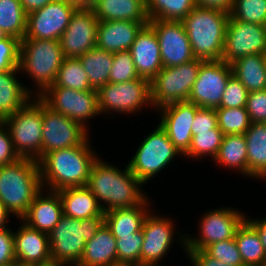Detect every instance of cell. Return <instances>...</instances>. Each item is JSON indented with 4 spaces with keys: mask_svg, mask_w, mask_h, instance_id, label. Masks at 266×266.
<instances>
[{
    "mask_svg": "<svg viewBox=\"0 0 266 266\" xmlns=\"http://www.w3.org/2000/svg\"><path fill=\"white\" fill-rule=\"evenodd\" d=\"M125 168L122 171L100 158L91 168L86 187L101 203L104 212L131 208L149 198L140 190L144 184L133 175L127 165Z\"/></svg>",
    "mask_w": 266,
    "mask_h": 266,
    "instance_id": "cell-1",
    "label": "cell"
},
{
    "mask_svg": "<svg viewBox=\"0 0 266 266\" xmlns=\"http://www.w3.org/2000/svg\"><path fill=\"white\" fill-rule=\"evenodd\" d=\"M88 139L79 146L53 150L38 161L43 188L59 191L87 185L91 168L98 159Z\"/></svg>",
    "mask_w": 266,
    "mask_h": 266,
    "instance_id": "cell-2",
    "label": "cell"
},
{
    "mask_svg": "<svg viewBox=\"0 0 266 266\" xmlns=\"http://www.w3.org/2000/svg\"><path fill=\"white\" fill-rule=\"evenodd\" d=\"M36 160L19 158L0 166V201L7 210L21 219L36 196L43 190Z\"/></svg>",
    "mask_w": 266,
    "mask_h": 266,
    "instance_id": "cell-3",
    "label": "cell"
},
{
    "mask_svg": "<svg viewBox=\"0 0 266 266\" xmlns=\"http://www.w3.org/2000/svg\"><path fill=\"white\" fill-rule=\"evenodd\" d=\"M229 13L196 6L181 22L193 55L203 61L222 60Z\"/></svg>",
    "mask_w": 266,
    "mask_h": 266,
    "instance_id": "cell-4",
    "label": "cell"
},
{
    "mask_svg": "<svg viewBox=\"0 0 266 266\" xmlns=\"http://www.w3.org/2000/svg\"><path fill=\"white\" fill-rule=\"evenodd\" d=\"M105 224V216L75 219L62 215L48 234L51 259L56 266H76L84 252L85 244Z\"/></svg>",
    "mask_w": 266,
    "mask_h": 266,
    "instance_id": "cell-5",
    "label": "cell"
},
{
    "mask_svg": "<svg viewBox=\"0 0 266 266\" xmlns=\"http://www.w3.org/2000/svg\"><path fill=\"white\" fill-rule=\"evenodd\" d=\"M64 58L59 40H21L19 69L35 81L39 88L36 97L55 83Z\"/></svg>",
    "mask_w": 266,
    "mask_h": 266,
    "instance_id": "cell-6",
    "label": "cell"
},
{
    "mask_svg": "<svg viewBox=\"0 0 266 266\" xmlns=\"http://www.w3.org/2000/svg\"><path fill=\"white\" fill-rule=\"evenodd\" d=\"M33 98L2 122L10 132L19 157L38 162L42 158V100L35 95Z\"/></svg>",
    "mask_w": 266,
    "mask_h": 266,
    "instance_id": "cell-7",
    "label": "cell"
},
{
    "mask_svg": "<svg viewBox=\"0 0 266 266\" xmlns=\"http://www.w3.org/2000/svg\"><path fill=\"white\" fill-rule=\"evenodd\" d=\"M203 60L193 59L174 67H163L150 81L152 107L157 109L188 101Z\"/></svg>",
    "mask_w": 266,
    "mask_h": 266,
    "instance_id": "cell-8",
    "label": "cell"
},
{
    "mask_svg": "<svg viewBox=\"0 0 266 266\" xmlns=\"http://www.w3.org/2000/svg\"><path fill=\"white\" fill-rule=\"evenodd\" d=\"M177 155L183 156L170 141L166 131L158 125L144 138L127 166L133 175L145 184L167 167Z\"/></svg>",
    "mask_w": 266,
    "mask_h": 266,
    "instance_id": "cell-9",
    "label": "cell"
},
{
    "mask_svg": "<svg viewBox=\"0 0 266 266\" xmlns=\"http://www.w3.org/2000/svg\"><path fill=\"white\" fill-rule=\"evenodd\" d=\"M97 93L100 114H111V111L131 114L142 110L144 105L152 107L150 81L145 78L121 83L108 82Z\"/></svg>",
    "mask_w": 266,
    "mask_h": 266,
    "instance_id": "cell-10",
    "label": "cell"
},
{
    "mask_svg": "<svg viewBox=\"0 0 266 266\" xmlns=\"http://www.w3.org/2000/svg\"><path fill=\"white\" fill-rule=\"evenodd\" d=\"M48 107L87 129L89 119L100 115L97 90L78 91L65 87H48L38 96Z\"/></svg>",
    "mask_w": 266,
    "mask_h": 266,
    "instance_id": "cell-11",
    "label": "cell"
},
{
    "mask_svg": "<svg viewBox=\"0 0 266 266\" xmlns=\"http://www.w3.org/2000/svg\"><path fill=\"white\" fill-rule=\"evenodd\" d=\"M247 217L236 209L218 208L203 214L199 224L200 231L198 238L181 235L180 241L185 249L204 250L208 245L235 238L237 229Z\"/></svg>",
    "mask_w": 266,
    "mask_h": 266,
    "instance_id": "cell-12",
    "label": "cell"
},
{
    "mask_svg": "<svg viewBox=\"0 0 266 266\" xmlns=\"http://www.w3.org/2000/svg\"><path fill=\"white\" fill-rule=\"evenodd\" d=\"M77 9L69 0H53L27 14L25 38L60 40Z\"/></svg>",
    "mask_w": 266,
    "mask_h": 266,
    "instance_id": "cell-13",
    "label": "cell"
},
{
    "mask_svg": "<svg viewBox=\"0 0 266 266\" xmlns=\"http://www.w3.org/2000/svg\"><path fill=\"white\" fill-rule=\"evenodd\" d=\"M42 121V157L53 150L79 146L89 137V129L52 110L43 101Z\"/></svg>",
    "mask_w": 266,
    "mask_h": 266,
    "instance_id": "cell-14",
    "label": "cell"
},
{
    "mask_svg": "<svg viewBox=\"0 0 266 266\" xmlns=\"http://www.w3.org/2000/svg\"><path fill=\"white\" fill-rule=\"evenodd\" d=\"M251 54L266 55V28L229 16L224 39L222 60L231 64Z\"/></svg>",
    "mask_w": 266,
    "mask_h": 266,
    "instance_id": "cell-15",
    "label": "cell"
},
{
    "mask_svg": "<svg viewBox=\"0 0 266 266\" xmlns=\"http://www.w3.org/2000/svg\"><path fill=\"white\" fill-rule=\"evenodd\" d=\"M233 75L231 64L223 60L203 61L188 101L202 108H217L229 78Z\"/></svg>",
    "mask_w": 266,
    "mask_h": 266,
    "instance_id": "cell-16",
    "label": "cell"
},
{
    "mask_svg": "<svg viewBox=\"0 0 266 266\" xmlns=\"http://www.w3.org/2000/svg\"><path fill=\"white\" fill-rule=\"evenodd\" d=\"M159 45L163 67H174L195 59L181 21L149 20Z\"/></svg>",
    "mask_w": 266,
    "mask_h": 266,
    "instance_id": "cell-17",
    "label": "cell"
},
{
    "mask_svg": "<svg viewBox=\"0 0 266 266\" xmlns=\"http://www.w3.org/2000/svg\"><path fill=\"white\" fill-rule=\"evenodd\" d=\"M98 23L90 8H78L59 40L64 57L78 58L96 47Z\"/></svg>",
    "mask_w": 266,
    "mask_h": 266,
    "instance_id": "cell-18",
    "label": "cell"
},
{
    "mask_svg": "<svg viewBox=\"0 0 266 266\" xmlns=\"http://www.w3.org/2000/svg\"><path fill=\"white\" fill-rule=\"evenodd\" d=\"M174 225L173 220L164 215L157 216L152 211L148 213L142 226L144 240L140 251V266L159 265L173 241Z\"/></svg>",
    "mask_w": 266,
    "mask_h": 266,
    "instance_id": "cell-19",
    "label": "cell"
},
{
    "mask_svg": "<svg viewBox=\"0 0 266 266\" xmlns=\"http://www.w3.org/2000/svg\"><path fill=\"white\" fill-rule=\"evenodd\" d=\"M199 108L193 102L179 101L156 110L158 113L161 111L159 125L182 155L189 150L193 136L192 122Z\"/></svg>",
    "mask_w": 266,
    "mask_h": 266,
    "instance_id": "cell-20",
    "label": "cell"
},
{
    "mask_svg": "<svg viewBox=\"0 0 266 266\" xmlns=\"http://www.w3.org/2000/svg\"><path fill=\"white\" fill-rule=\"evenodd\" d=\"M129 52L137 74L141 78L151 81L163 68L159 41L149 24L143 26L138 32Z\"/></svg>",
    "mask_w": 266,
    "mask_h": 266,
    "instance_id": "cell-21",
    "label": "cell"
},
{
    "mask_svg": "<svg viewBox=\"0 0 266 266\" xmlns=\"http://www.w3.org/2000/svg\"><path fill=\"white\" fill-rule=\"evenodd\" d=\"M22 222L14 232V253L21 264L53 263L48 234Z\"/></svg>",
    "mask_w": 266,
    "mask_h": 266,
    "instance_id": "cell-22",
    "label": "cell"
},
{
    "mask_svg": "<svg viewBox=\"0 0 266 266\" xmlns=\"http://www.w3.org/2000/svg\"><path fill=\"white\" fill-rule=\"evenodd\" d=\"M145 25L128 20L99 21L96 46L112 53L127 51Z\"/></svg>",
    "mask_w": 266,
    "mask_h": 266,
    "instance_id": "cell-23",
    "label": "cell"
},
{
    "mask_svg": "<svg viewBox=\"0 0 266 266\" xmlns=\"http://www.w3.org/2000/svg\"><path fill=\"white\" fill-rule=\"evenodd\" d=\"M49 191V192H48ZM41 191L32 201L27 213L21 218L29 227L49 234L63 215L62 204L57 191Z\"/></svg>",
    "mask_w": 266,
    "mask_h": 266,
    "instance_id": "cell-24",
    "label": "cell"
},
{
    "mask_svg": "<svg viewBox=\"0 0 266 266\" xmlns=\"http://www.w3.org/2000/svg\"><path fill=\"white\" fill-rule=\"evenodd\" d=\"M90 9L98 21L128 20L149 24L145 0H95Z\"/></svg>",
    "mask_w": 266,
    "mask_h": 266,
    "instance_id": "cell-25",
    "label": "cell"
},
{
    "mask_svg": "<svg viewBox=\"0 0 266 266\" xmlns=\"http://www.w3.org/2000/svg\"><path fill=\"white\" fill-rule=\"evenodd\" d=\"M118 264L116 238L104 224L85 244L76 266H113Z\"/></svg>",
    "mask_w": 266,
    "mask_h": 266,
    "instance_id": "cell-26",
    "label": "cell"
},
{
    "mask_svg": "<svg viewBox=\"0 0 266 266\" xmlns=\"http://www.w3.org/2000/svg\"><path fill=\"white\" fill-rule=\"evenodd\" d=\"M57 192L66 216L84 219L105 214L98 199L86 186L65 188Z\"/></svg>",
    "mask_w": 266,
    "mask_h": 266,
    "instance_id": "cell-27",
    "label": "cell"
},
{
    "mask_svg": "<svg viewBox=\"0 0 266 266\" xmlns=\"http://www.w3.org/2000/svg\"><path fill=\"white\" fill-rule=\"evenodd\" d=\"M18 71L19 67L0 72V122L21 109L34 95L16 79Z\"/></svg>",
    "mask_w": 266,
    "mask_h": 266,
    "instance_id": "cell-28",
    "label": "cell"
},
{
    "mask_svg": "<svg viewBox=\"0 0 266 266\" xmlns=\"http://www.w3.org/2000/svg\"><path fill=\"white\" fill-rule=\"evenodd\" d=\"M149 199L142 204L123 209H114L105 212V224L117 239L119 236L132 235L141 231L143 222L150 212Z\"/></svg>",
    "mask_w": 266,
    "mask_h": 266,
    "instance_id": "cell-29",
    "label": "cell"
},
{
    "mask_svg": "<svg viewBox=\"0 0 266 266\" xmlns=\"http://www.w3.org/2000/svg\"><path fill=\"white\" fill-rule=\"evenodd\" d=\"M244 136L247 146V175L266 179V123H251Z\"/></svg>",
    "mask_w": 266,
    "mask_h": 266,
    "instance_id": "cell-30",
    "label": "cell"
},
{
    "mask_svg": "<svg viewBox=\"0 0 266 266\" xmlns=\"http://www.w3.org/2000/svg\"><path fill=\"white\" fill-rule=\"evenodd\" d=\"M232 73L248 92L266 89V55L251 54L231 63Z\"/></svg>",
    "mask_w": 266,
    "mask_h": 266,
    "instance_id": "cell-31",
    "label": "cell"
},
{
    "mask_svg": "<svg viewBox=\"0 0 266 266\" xmlns=\"http://www.w3.org/2000/svg\"><path fill=\"white\" fill-rule=\"evenodd\" d=\"M78 58L87 73L92 89L98 90L109 82L114 53L105 51L96 46Z\"/></svg>",
    "mask_w": 266,
    "mask_h": 266,
    "instance_id": "cell-32",
    "label": "cell"
},
{
    "mask_svg": "<svg viewBox=\"0 0 266 266\" xmlns=\"http://www.w3.org/2000/svg\"><path fill=\"white\" fill-rule=\"evenodd\" d=\"M235 241L244 266L266 265V252L258 232L247 220L237 229Z\"/></svg>",
    "mask_w": 266,
    "mask_h": 266,
    "instance_id": "cell-33",
    "label": "cell"
},
{
    "mask_svg": "<svg viewBox=\"0 0 266 266\" xmlns=\"http://www.w3.org/2000/svg\"><path fill=\"white\" fill-rule=\"evenodd\" d=\"M215 163L247 176V146L244 134L224 135Z\"/></svg>",
    "mask_w": 266,
    "mask_h": 266,
    "instance_id": "cell-34",
    "label": "cell"
},
{
    "mask_svg": "<svg viewBox=\"0 0 266 266\" xmlns=\"http://www.w3.org/2000/svg\"><path fill=\"white\" fill-rule=\"evenodd\" d=\"M27 14L20 0H0V35L20 41L26 34Z\"/></svg>",
    "mask_w": 266,
    "mask_h": 266,
    "instance_id": "cell-35",
    "label": "cell"
},
{
    "mask_svg": "<svg viewBox=\"0 0 266 266\" xmlns=\"http://www.w3.org/2000/svg\"><path fill=\"white\" fill-rule=\"evenodd\" d=\"M149 20L182 21L195 7V0H145Z\"/></svg>",
    "mask_w": 266,
    "mask_h": 266,
    "instance_id": "cell-36",
    "label": "cell"
},
{
    "mask_svg": "<svg viewBox=\"0 0 266 266\" xmlns=\"http://www.w3.org/2000/svg\"><path fill=\"white\" fill-rule=\"evenodd\" d=\"M50 87H65L78 91L92 90L80 59L71 57L63 59L55 83Z\"/></svg>",
    "mask_w": 266,
    "mask_h": 266,
    "instance_id": "cell-37",
    "label": "cell"
},
{
    "mask_svg": "<svg viewBox=\"0 0 266 266\" xmlns=\"http://www.w3.org/2000/svg\"><path fill=\"white\" fill-rule=\"evenodd\" d=\"M218 127L224 135L244 134L250 127L251 121L246 107L215 108Z\"/></svg>",
    "mask_w": 266,
    "mask_h": 266,
    "instance_id": "cell-38",
    "label": "cell"
},
{
    "mask_svg": "<svg viewBox=\"0 0 266 266\" xmlns=\"http://www.w3.org/2000/svg\"><path fill=\"white\" fill-rule=\"evenodd\" d=\"M223 137L224 134L219 127L210 129V131L198 132V135L192 136L189 150L183 156L202 158L208 155L214 159L219 151Z\"/></svg>",
    "mask_w": 266,
    "mask_h": 266,
    "instance_id": "cell-39",
    "label": "cell"
},
{
    "mask_svg": "<svg viewBox=\"0 0 266 266\" xmlns=\"http://www.w3.org/2000/svg\"><path fill=\"white\" fill-rule=\"evenodd\" d=\"M229 16L238 21L265 26L266 0H234Z\"/></svg>",
    "mask_w": 266,
    "mask_h": 266,
    "instance_id": "cell-40",
    "label": "cell"
},
{
    "mask_svg": "<svg viewBox=\"0 0 266 266\" xmlns=\"http://www.w3.org/2000/svg\"><path fill=\"white\" fill-rule=\"evenodd\" d=\"M144 240L143 231L116 239L118 264L140 265V251Z\"/></svg>",
    "mask_w": 266,
    "mask_h": 266,
    "instance_id": "cell-41",
    "label": "cell"
},
{
    "mask_svg": "<svg viewBox=\"0 0 266 266\" xmlns=\"http://www.w3.org/2000/svg\"><path fill=\"white\" fill-rule=\"evenodd\" d=\"M129 50L114 53L113 66L109 74L110 83L128 82L139 79Z\"/></svg>",
    "mask_w": 266,
    "mask_h": 266,
    "instance_id": "cell-42",
    "label": "cell"
},
{
    "mask_svg": "<svg viewBox=\"0 0 266 266\" xmlns=\"http://www.w3.org/2000/svg\"><path fill=\"white\" fill-rule=\"evenodd\" d=\"M204 251L225 264L244 266L235 238L212 243Z\"/></svg>",
    "mask_w": 266,
    "mask_h": 266,
    "instance_id": "cell-43",
    "label": "cell"
},
{
    "mask_svg": "<svg viewBox=\"0 0 266 266\" xmlns=\"http://www.w3.org/2000/svg\"><path fill=\"white\" fill-rule=\"evenodd\" d=\"M20 40L0 35V72L19 67Z\"/></svg>",
    "mask_w": 266,
    "mask_h": 266,
    "instance_id": "cell-44",
    "label": "cell"
},
{
    "mask_svg": "<svg viewBox=\"0 0 266 266\" xmlns=\"http://www.w3.org/2000/svg\"><path fill=\"white\" fill-rule=\"evenodd\" d=\"M248 94L249 92L246 87L235 76L232 75L226 84L219 107H246Z\"/></svg>",
    "mask_w": 266,
    "mask_h": 266,
    "instance_id": "cell-45",
    "label": "cell"
},
{
    "mask_svg": "<svg viewBox=\"0 0 266 266\" xmlns=\"http://www.w3.org/2000/svg\"><path fill=\"white\" fill-rule=\"evenodd\" d=\"M246 111L251 123H266V89L248 94Z\"/></svg>",
    "mask_w": 266,
    "mask_h": 266,
    "instance_id": "cell-46",
    "label": "cell"
},
{
    "mask_svg": "<svg viewBox=\"0 0 266 266\" xmlns=\"http://www.w3.org/2000/svg\"><path fill=\"white\" fill-rule=\"evenodd\" d=\"M192 135H198V132L210 131L218 127L217 113L215 108L200 107L195 114L192 122Z\"/></svg>",
    "mask_w": 266,
    "mask_h": 266,
    "instance_id": "cell-47",
    "label": "cell"
},
{
    "mask_svg": "<svg viewBox=\"0 0 266 266\" xmlns=\"http://www.w3.org/2000/svg\"><path fill=\"white\" fill-rule=\"evenodd\" d=\"M19 158L14 149L8 128L6 129L3 122H0V166L13 163Z\"/></svg>",
    "mask_w": 266,
    "mask_h": 266,
    "instance_id": "cell-48",
    "label": "cell"
},
{
    "mask_svg": "<svg viewBox=\"0 0 266 266\" xmlns=\"http://www.w3.org/2000/svg\"><path fill=\"white\" fill-rule=\"evenodd\" d=\"M16 260L14 253V231L9 228L0 231V266Z\"/></svg>",
    "mask_w": 266,
    "mask_h": 266,
    "instance_id": "cell-49",
    "label": "cell"
},
{
    "mask_svg": "<svg viewBox=\"0 0 266 266\" xmlns=\"http://www.w3.org/2000/svg\"><path fill=\"white\" fill-rule=\"evenodd\" d=\"M193 266H232L209 256L204 250L184 249Z\"/></svg>",
    "mask_w": 266,
    "mask_h": 266,
    "instance_id": "cell-50",
    "label": "cell"
},
{
    "mask_svg": "<svg viewBox=\"0 0 266 266\" xmlns=\"http://www.w3.org/2000/svg\"><path fill=\"white\" fill-rule=\"evenodd\" d=\"M234 0H195L196 6L223 10L229 13Z\"/></svg>",
    "mask_w": 266,
    "mask_h": 266,
    "instance_id": "cell-51",
    "label": "cell"
},
{
    "mask_svg": "<svg viewBox=\"0 0 266 266\" xmlns=\"http://www.w3.org/2000/svg\"><path fill=\"white\" fill-rule=\"evenodd\" d=\"M246 220L257 230L258 235L260 237L261 243L264 247V250L266 252V217L265 219H249L246 218Z\"/></svg>",
    "mask_w": 266,
    "mask_h": 266,
    "instance_id": "cell-52",
    "label": "cell"
},
{
    "mask_svg": "<svg viewBox=\"0 0 266 266\" xmlns=\"http://www.w3.org/2000/svg\"><path fill=\"white\" fill-rule=\"evenodd\" d=\"M53 0H20L23 10L29 14L35 10L43 8L46 4L51 3Z\"/></svg>",
    "mask_w": 266,
    "mask_h": 266,
    "instance_id": "cell-53",
    "label": "cell"
},
{
    "mask_svg": "<svg viewBox=\"0 0 266 266\" xmlns=\"http://www.w3.org/2000/svg\"><path fill=\"white\" fill-rule=\"evenodd\" d=\"M9 216L11 213L7 210L5 205L0 201V231L8 229Z\"/></svg>",
    "mask_w": 266,
    "mask_h": 266,
    "instance_id": "cell-54",
    "label": "cell"
},
{
    "mask_svg": "<svg viewBox=\"0 0 266 266\" xmlns=\"http://www.w3.org/2000/svg\"><path fill=\"white\" fill-rule=\"evenodd\" d=\"M78 8H90L95 0H69Z\"/></svg>",
    "mask_w": 266,
    "mask_h": 266,
    "instance_id": "cell-55",
    "label": "cell"
},
{
    "mask_svg": "<svg viewBox=\"0 0 266 266\" xmlns=\"http://www.w3.org/2000/svg\"><path fill=\"white\" fill-rule=\"evenodd\" d=\"M22 266H56L53 263H41V264H22Z\"/></svg>",
    "mask_w": 266,
    "mask_h": 266,
    "instance_id": "cell-56",
    "label": "cell"
},
{
    "mask_svg": "<svg viewBox=\"0 0 266 266\" xmlns=\"http://www.w3.org/2000/svg\"><path fill=\"white\" fill-rule=\"evenodd\" d=\"M1 266H22V264L19 262V261H14L10 264H7V265H1Z\"/></svg>",
    "mask_w": 266,
    "mask_h": 266,
    "instance_id": "cell-57",
    "label": "cell"
},
{
    "mask_svg": "<svg viewBox=\"0 0 266 266\" xmlns=\"http://www.w3.org/2000/svg\"><path fill=\"white\" fill-rule=\"evenodd\" d=\"M113 266H140V265H134V264H117Z\"/></svg>",
    "mask_w": 266,
    "mask_h": 266,
    "instance_id": "cell-58",
    "label": "cell"
}]
</instances>
